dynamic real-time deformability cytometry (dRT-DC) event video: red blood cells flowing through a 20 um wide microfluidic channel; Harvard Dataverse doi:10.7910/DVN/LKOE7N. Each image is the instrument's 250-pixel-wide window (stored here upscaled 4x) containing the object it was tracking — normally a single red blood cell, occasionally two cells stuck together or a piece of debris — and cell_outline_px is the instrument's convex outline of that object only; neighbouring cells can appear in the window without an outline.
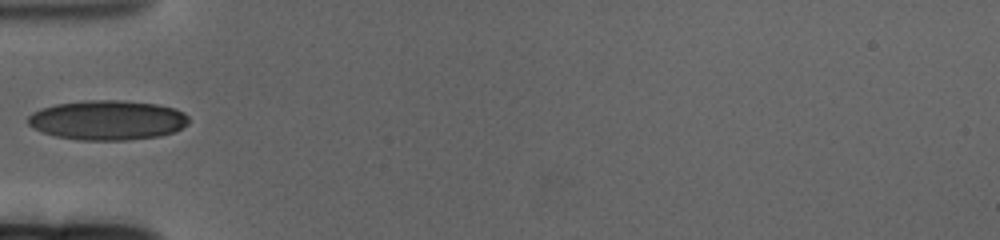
{"species": "human", "species_latin": "Homo sapiens", "temperature_condition": "cold", "stored_images_in_passage": 42, "camera_frame_rate_fps": 3000, "um_per_image_px": 0.085, "donor": {"sex": "female"}, "frame": {"image": 1, "passage_image": 1, "time_ms": 0.0, "image_size_px": [1000, 240], "cell_outline_px": [[188, 124], [172, 132], [160, 136], [128, 140], [80, 140], [56, 136], [44, 132], [28, 124], [28, 116], [32, 112], [40, 108], [56, 104], [84, 100], [120, 100], [156, 104], [172, 108], [184, 112], [188, 116]], "centroid_in_image_um": [9.13, 10.2], "position_along_channel_um": 75.9, "area_um2": 37.05}}
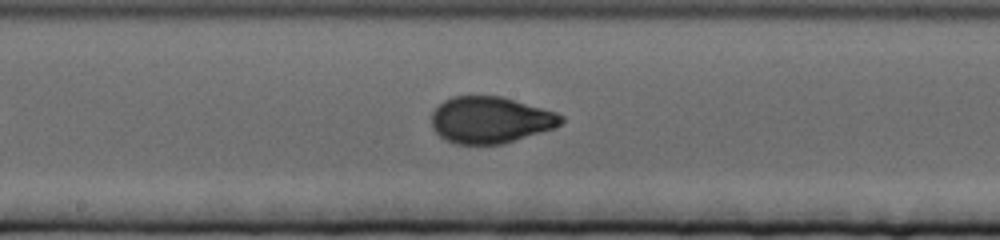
{"frame": {"image": 2, "passage_image": 13, "time_ms": 4.0, "image_size_px": [1000, 240], "cell_outline_px": [[564, 120], [560, 124], [552, 128], [504, 144], [456, 144], [444, 140], [432, 128], [432, 112], [444, 100], [452, 96], [500, 96], [556, 112], [564, 116]], "centroid_in_image_um": [41.66, 10.2], "position_along_channel_um": 206.5, "area_um2": 35.03}}
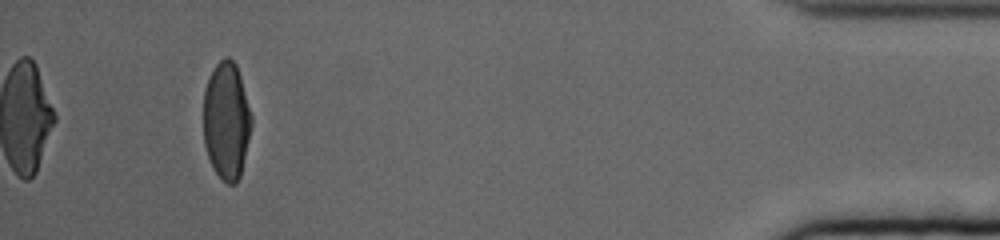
{"frame": {"image": 3, "passage_image": 38, "time_ms": 12.333, "image_size_px": [1000, 240], "cell_outline_px": [[252, 124], [240, 176], [236, 184], [228, 184], [212, 168], [204, 144], [204, 92], [208, 80], [216, 64], [224, 56], [228, 56], [236, 64], [240, 76], [252, 116]], "centroid_in_image_um": [19.25, 10.26], "position_along_channel_um": 416.0, "area_um2": 32.66}}